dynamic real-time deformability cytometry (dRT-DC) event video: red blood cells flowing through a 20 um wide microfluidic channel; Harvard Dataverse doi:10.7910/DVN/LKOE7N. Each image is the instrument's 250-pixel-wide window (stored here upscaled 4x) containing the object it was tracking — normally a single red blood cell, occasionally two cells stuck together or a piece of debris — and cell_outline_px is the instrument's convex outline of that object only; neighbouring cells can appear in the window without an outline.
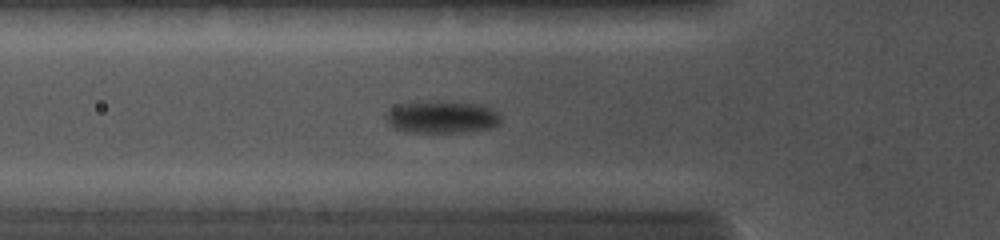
{"species": "common noctule bat (a hibernating species)", "species_latin": "Nyctalus noctula", "temperature_condition": "cold", "stored_images_in_passage": 33, "camera_frame_rate_fps": 5000, "um_per_image_px": 0.085, "animal": {"sex": "female", "body_mass_g": 19.0, "forearm_length_mm": 56.7}, "frame": {"image": 1, "passage_image": 2, "time_ms": 0.2, "image_size_px": [1000, 240], "cell_outline_px": [[500, 124], [492, 128], [460, 132], [404, 132], [392, 128], [388, 124], [384, 116], [392, 104], [428, 100], [440, 100], [480, 104], [492, 108], [500, 112]], "centroid_in_image_um": [37.5, 9.92], "position_along_channel_um": 88.3, "area_um2": 22.54}}
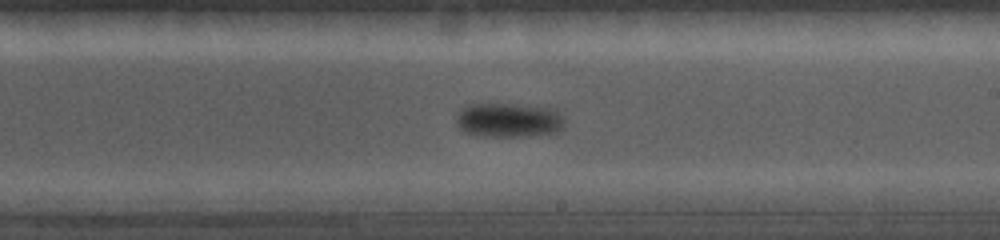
{"frame": {"image": 2, "passage_image": 18, "time_ms": 3.8, "image_size_px": [1000, 240], "cell_outline_px": [[564, 128], [560, 132], [524, 136], [484, 136], [464, 132], [456, 124], [456, 116], [460, 108], [468, 104], [512, 104], [548, 108], [556, 112], [564, 120]], "centroid_in_image_um": [43.19, 10.21], "position_along_channel_um": 245.8, "area_um2": 21.62}}
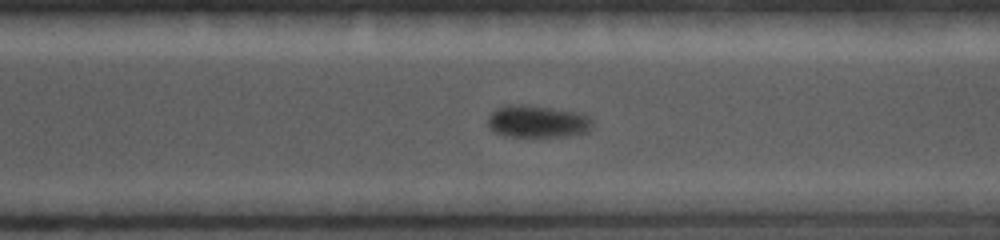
{"frame": {"image": 3, "passage_image": 28, "time_ms": 5.6, "image_size_px": [1000, 240], "cell_outline_px": [[592, 124], [588, 132], [568, 136], [504, 136], [488, 128], [488, 116], [496, 108], [524, 104], [552, 108], [572, 112], [588, 116], [592, 120]], "centroid_in_image_um": [45.66, 10.34], "position_along_channel_um": 324.9, "area_um2": 19.36}}